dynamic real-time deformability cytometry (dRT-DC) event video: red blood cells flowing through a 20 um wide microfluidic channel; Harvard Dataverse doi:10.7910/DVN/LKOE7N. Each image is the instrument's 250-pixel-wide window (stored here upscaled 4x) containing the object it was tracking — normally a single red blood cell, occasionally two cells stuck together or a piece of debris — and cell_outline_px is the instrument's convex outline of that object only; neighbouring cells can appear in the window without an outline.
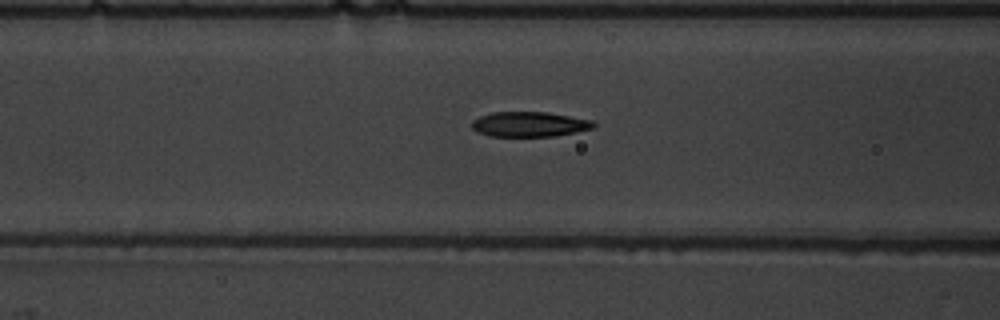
{"species": "common noctule bat (a hibernating species)", "species_latin": "Nyctalus noctula", "temperature_condition": "warm", "stored_images_in_passage": 37, "camera_frame_rate_fps": 3000, "um_per_image_px": 0.085, "animal": {"sex": "male", "body_mass_g": 19.5, "forearm_length_mm": 54.6}, "frame": {"image": 1, "passage_image": 6, "time_ms": 1.667, "image_size_px": [1000, 320], "cell_outline_px": [[596, 124], [592, 128], [576, 132], [556, 136], [488, 136], [476, 132], [472, 128], [472, 120], [480, 116], [492, 112], [548, 112], [592, 120]], "centroid_in_image_um": [44.98, 10.56], "position_along_channel_um": 121.6, "area_um2": 17.8}}
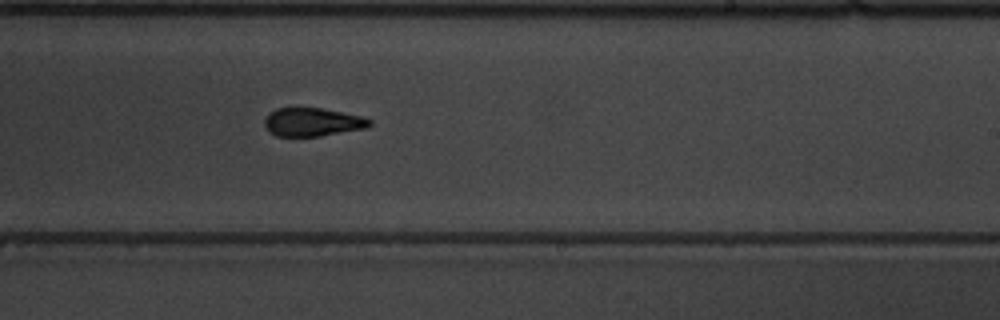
{"frame": {"image": 2, "passage_image": 17, "time_ms": 5.333, "image_size_px": [1000, 320], "cell_outline_px": [[372, 124], [368, 128], [320, 136], [276, 136], [268, 132], [264, 124], [264, 120], [276, 108], [320, 108], [360, 116], [372, 120]], "centroid_in_image_um": [26.57, 10.39], "position_along_channel_um": 262.4, "area_um2": 17.28}}
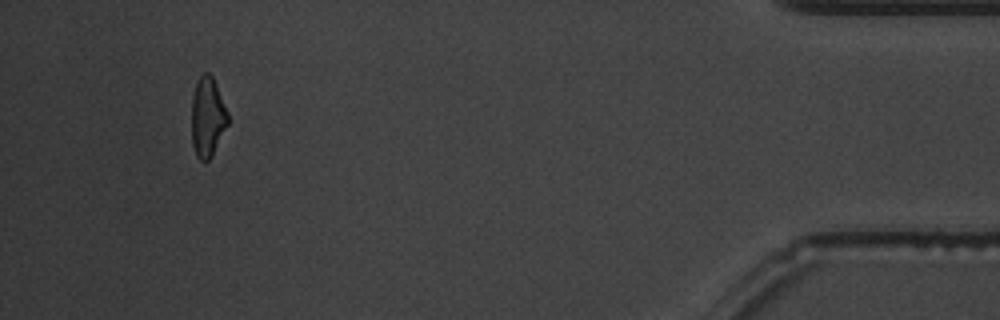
{"frame": {"image": 3, "passage_image": 34, "time_ms": 11.0, "image_size_px": [1000, 320], "cell_outline_px": [[228, 124], [212, 156], [208, 160], [200, 160], [196, 156], [192, 144], [192, 96], [196, 84], [200, 76], [204, 72], [208, 72], [212, 76], [216, 84], [228, 112]], "centroid_in_image_um": [17.64, 9.95], "position_along_channel_um": 417.6, "area_um2": 16.82}, "authors_computed_cell_mechanics": {"area_um2": 17.8024, "velocity_mm_per_s": 3.8516, "shape_relaxation_time_tau1_ms": 4.4224, "shape_relaxation_time_tau2_ms": 1.7402, "deformation_change_tau1": 0.184, "deformation_change_tau2": 0.0798}}